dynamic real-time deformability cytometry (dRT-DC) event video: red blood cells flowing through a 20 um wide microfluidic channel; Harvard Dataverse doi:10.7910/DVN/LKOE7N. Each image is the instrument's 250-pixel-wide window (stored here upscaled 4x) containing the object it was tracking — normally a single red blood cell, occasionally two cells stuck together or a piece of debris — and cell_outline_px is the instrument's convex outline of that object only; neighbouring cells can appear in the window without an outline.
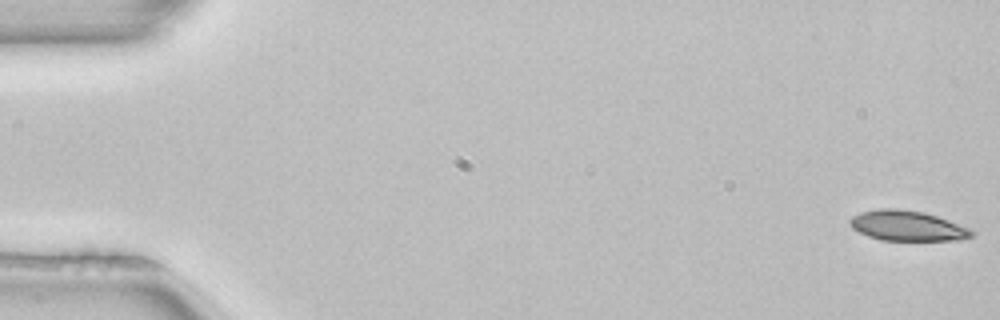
{"species": "common noctule bat (a hibernating species)", "species_latin": "Nyctalus noctula", "temperature_condition": "room temperature", "stored_images_in_passage": 52, "camera_frame_rate_fps": 3000, "um_per_image_px": 0.085, "animal": {"sex": "female", "body_mass_g": 22.7, "forearm_length_mm": 54.2}, "frame": {"image": 1, "passage_image": 1, "time_ms": 0.0, "image_size_px": [1000, 320], "cell_outline_px": [[976, 232], [972, 236], [960, 240], [880, 240], [868, 236], [852, 228], [848, 224], [848, 220], [852, 216], [860, 212], [880, 208], [896, 208], [924, 212], [948, 220], [968, 228]], "centroid_in_image_um": [77.08, 19.19], "position_along_channel_um": 7.9, "area_um2": 21.44}}
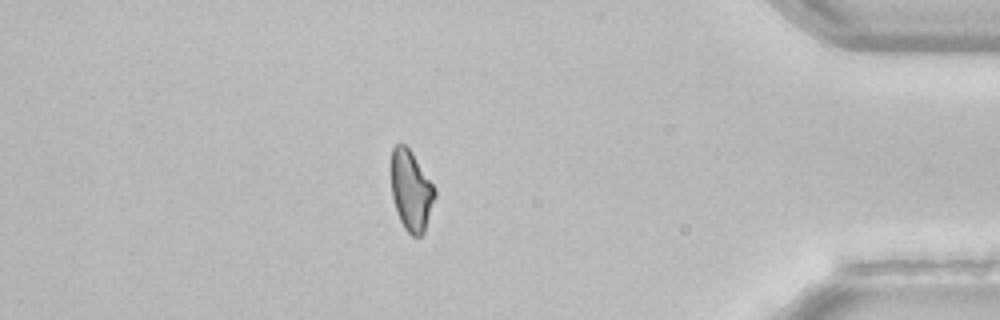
{"frame": {"image": 2, "passage_image": 45, "time_ms": 14.667, "image_size_px": [1000, 320], "cell_outline_px": [[436, 196], [424, 232], [420, 236], [412, 236], [404, 228], [396, 212], [392, 196], [392, 148], [396, 144], [404, 144], [412, 152], [436, 188]], "centroid_in_image_um": [34.96, 16.21], "position_along_channel_um": 400.2, "area_um2": 20.4}}
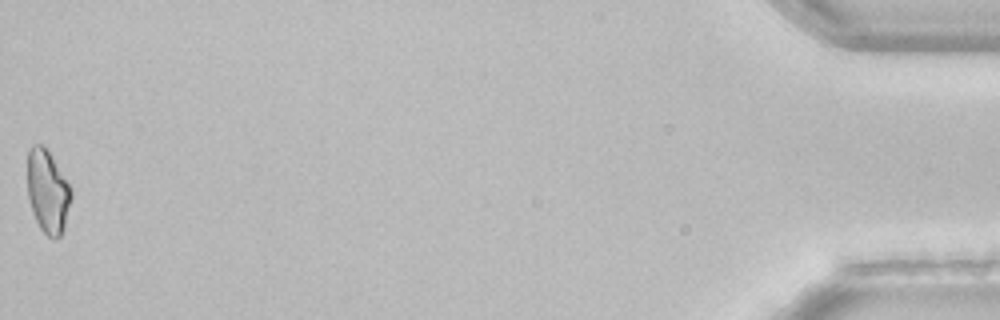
{"frame": {"image": 3, "passage_image": 52, "time_ms": 17.0, "image_size_px": [1000, 320], "cell_outline_px": [[72, 196], [64, 228], [60, 236], [56, 240], [52, 240], [40, 228], [32, 212], [28, 196], [28, 152], [32, 144], [44, 144], [72, 188]], "centroid_in_image_um": [4.06, 16.28], "position_along_channel_um": 431.1, "area_um2": 21.33}, "authors_computed_cell_mechanics": {"area_um2": 21.8773, "velocity_mm_per_s": 3.9735, "shape_relaxation_time_tau1_ms": 7.9487, "shape_relaxation_time_tau2_ms": null, "deformation_change_tau1": 0.1649, "deformation_change_tau2": null}}